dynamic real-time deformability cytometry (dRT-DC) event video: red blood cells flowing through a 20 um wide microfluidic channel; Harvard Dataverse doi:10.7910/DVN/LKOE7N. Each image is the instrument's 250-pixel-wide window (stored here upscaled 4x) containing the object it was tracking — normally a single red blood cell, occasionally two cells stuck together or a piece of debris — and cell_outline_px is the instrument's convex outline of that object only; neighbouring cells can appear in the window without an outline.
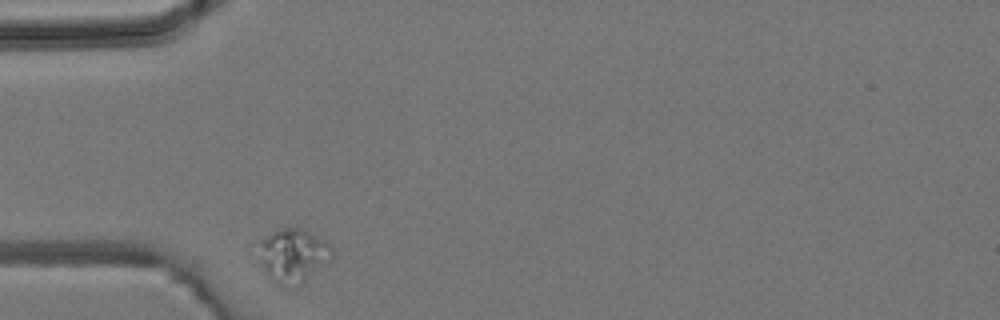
{"species": "common noctule bat (a hibernating species)", "species_latin": "Nyctalus noctula", "temperature_condition": "room temperature", "stored_images_in_passage": 2, "camera_frame_rate_fps": 3000, "um_per_image_px": 0.085, "animal": {"sex": "male", "body_mass_g": 19.2, "forearm_length_mm": 51.8}, "frame": {"image": 1, "passage_image": 1, "time_ms": 0.0, "image_size_px": [1000, 320], "cell_outline_px": [[332, 260], [300, 284], [284, 288], [276, 284], [264, 272], [260, 264], [260, 240], [276, 228], [300, 228], [324, 240], [332, 248]], "centroid_in_image_um": [24.89, 21.73], "position_along_channel_um": 60.1, "area_um2": 23.06}}